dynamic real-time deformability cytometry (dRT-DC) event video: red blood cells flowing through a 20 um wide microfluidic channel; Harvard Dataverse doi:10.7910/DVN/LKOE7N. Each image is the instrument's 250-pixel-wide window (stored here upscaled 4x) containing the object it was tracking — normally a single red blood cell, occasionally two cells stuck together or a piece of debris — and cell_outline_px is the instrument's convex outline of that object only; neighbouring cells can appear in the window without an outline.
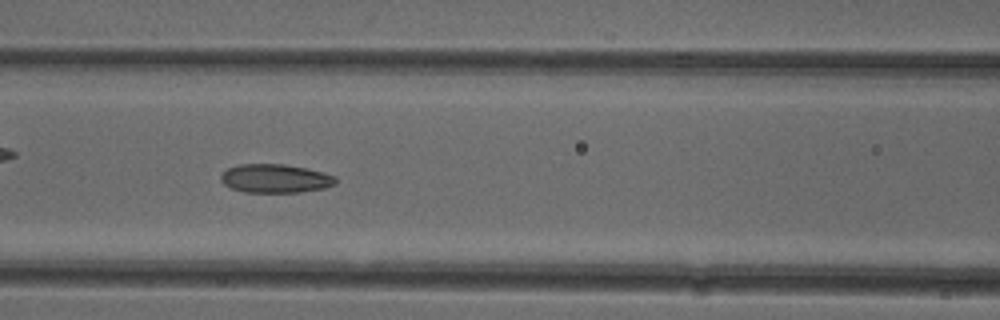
{"species": "common noctule bat (a hibernating species)", "species_latin": "Nyctalus noctula", "temperature_condition": "cold", "stored_images_in_passage": 50, "camera_frame_rate_fps": 3000, "um_per_image_px": 0.085, "animal": {"sex": "female"}, "frame": {"image": 1, "passage_image": 20, "time_ms": 6.333, "image_size_px": [1000, 320], "cell_outline_px": [[336, 184], [324, 188], [300, 192], [244, 192], [232, 188], [224, 184], [220, 180], [220, 176], [228, 168], [240, 164], [284, 164], [308, 168], [336, 176]], "centroid_in_image_um": [23.41, 15.17], "position_along_channel_um": 143.2, "area_um2": 19.19}}
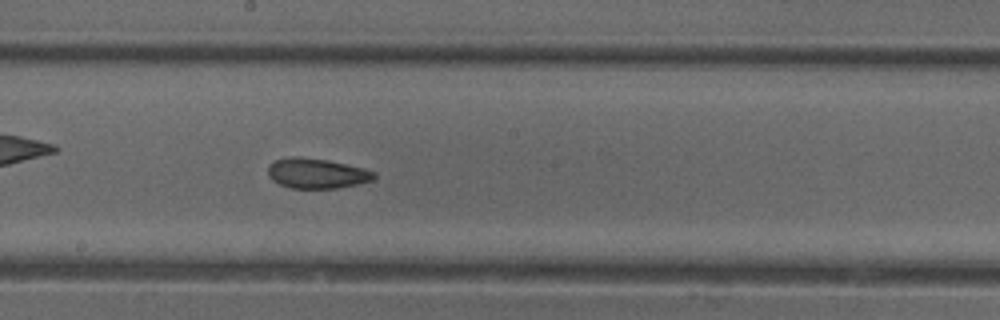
{"frame": {"image": 2, "passage_image": 26, "time_ms": 8.333, "image_size_px": [1000, 320], "cell_outline_px": [[376, 176], [372, 180], [340, 188], [292, 188], [280, 184], [272, 180], [268, 176], [268, 164], [276, 160], [288, 156], [300, 156], [328, 160], [364, 168], [376, 172]], "centroid_in_image_um": [26.91, 14.72], "position_along_channel_um": 221.3, "area_um2": 18.73}}
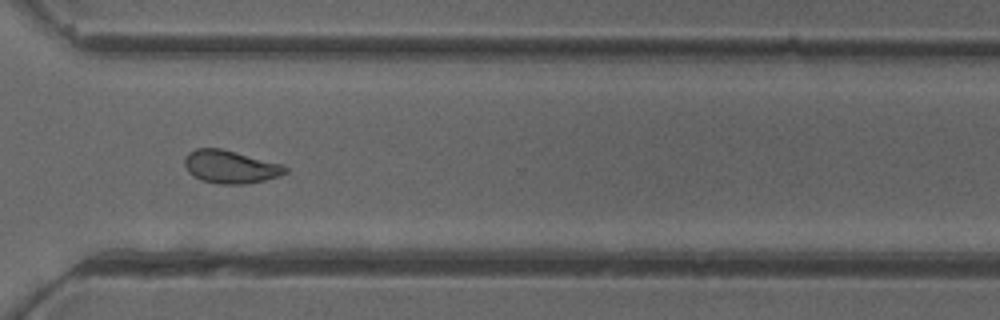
{"frame": {"image": 3, "passage_image": 36, "time_ms": 11.667, "image_size_px": [1000, 320], "cell_outline_px": [[288, 172], [280, 176], [264, 180], [244, 184], [220, 184], [204, 180], [188, 172], [184, 164], [184, 160], [188, 152], [196, 148], [220, 148], [284, 164], [288, 168]], "centroid_in_image_um": [19.62, 14.17], "position_along_channel_um": 351.0, "area_um2": 19.31}, "authors_computed_cell_mechanics": {"area_um2": 19.3052, "velocity_mm_per_s": 3.8961, "shape_relaxation_time_tau1_ms": null, "shape_relaxation_time_tau2_ms": 1.936, "deformation_change_tau1": null, "deformation_change_tau2": 0.0653}}